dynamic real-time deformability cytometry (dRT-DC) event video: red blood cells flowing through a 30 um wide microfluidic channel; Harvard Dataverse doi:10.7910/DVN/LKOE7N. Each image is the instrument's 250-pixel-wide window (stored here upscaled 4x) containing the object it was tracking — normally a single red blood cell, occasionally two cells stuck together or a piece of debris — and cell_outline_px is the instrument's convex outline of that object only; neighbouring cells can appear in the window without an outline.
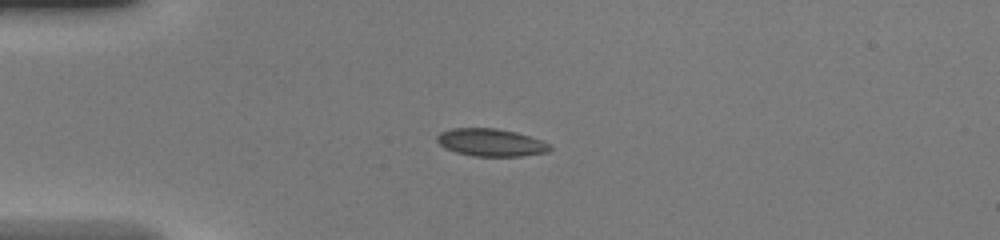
{"species": "common noctule bat (a hibernating species)", "species_latin": "Nyctalus noctula", "temperature_condition": "warm", "stored_images_in_passage": 35, "camera_frame_rate_fps": 3000, "um_per_image_px": 0.085, "animal": {"sex": "female", "body_mass_g": 20.0, "forearm_length_mm": 54.0}, "frame": {"image": 1, "passage_image": 1, "time_ms": 0.0, "image_size_px": [1000, 240], "cell_outline_px": [[552, 148], [548, 152], [520, 156], [472, 156], [456, 152], [444, 148], [436, 140], [436, 136], [440, 132], [452, 128], [496, 128], [516, 132], [540, 140], [548, 144]], "centroid_in_image_um": [41.68, 12.11], "position_along_channel_um": 43.3, "area_um2": 18.09}}
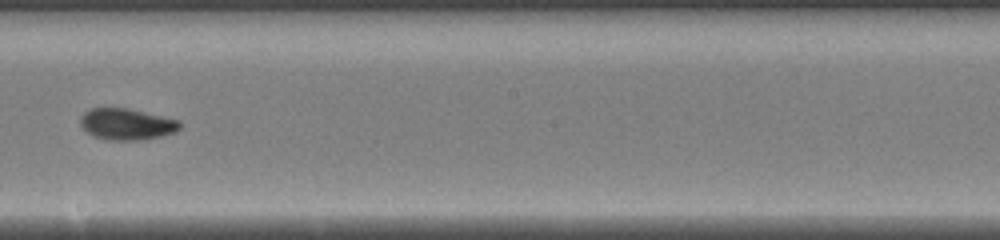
{"frame": {"image": 2, "passage_image": 16, "time_ms": 5.0, "image_size_px": [1000, 240], "cell_outline_px": [[180, 128], [176, 132], [160, 136], [140, 140], [108, 140], [92, 136], [80, 124], [80, 116], [84, 112], [92, 108], [128, 108], [180, 120]], "centroid_in_image_um": [10.76, 10.55], "position_along_channel_um": 237.4, "area_um2": 18.21}}
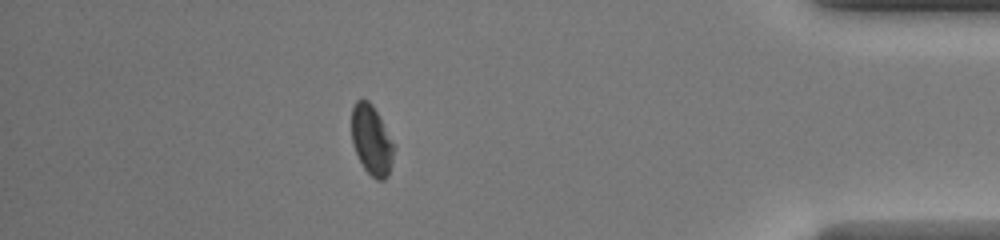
{"frame": {"image": 3, "passage_image": 30, "time_ms": 9.667, "image_size_px": [1000, 240], "cell_outline_px": [[396, 148], [392, 164], [388, 176], [384, 180], [376, 180], [364, 168], [352, 144], [352, 108], [356, 100], [368, 100], [372, 104], [396, 144]], "centroid_in_image_um": [31.62, 11.93], "position_along_channel_um": 403.6, "area_um2": 17.46}}